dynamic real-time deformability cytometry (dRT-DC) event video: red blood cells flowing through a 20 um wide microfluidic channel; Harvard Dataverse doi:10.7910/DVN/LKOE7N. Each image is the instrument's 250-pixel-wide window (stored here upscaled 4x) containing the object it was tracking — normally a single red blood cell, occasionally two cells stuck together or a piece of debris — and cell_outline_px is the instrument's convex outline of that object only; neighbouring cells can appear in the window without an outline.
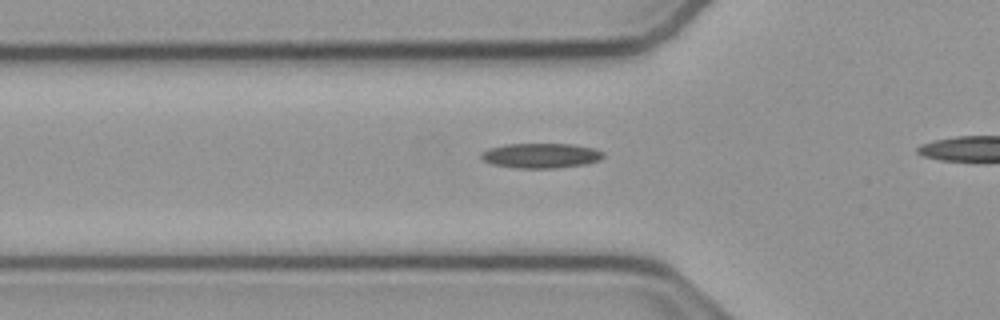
{"species": "common noctule bat (a hibernating species)", "species_latin": "Nyctalus noctula", "temperature_condition": "cold", "stored_images_in_passage": 36, "camera_frame_rate_fps": 3000, "um_per_image_px": 0.085, "animal": {"sex": "male", "body_mass_g": 23.1, "forearm_length_mm": 52.7}, "frame": {"image": 1, "passage_image": 11, "time_ms": 3.333, "image_size_px": [1000, 320], "cell_outline_px": [[604, 156], [600, 160], [588, 164], [556, 168], [512, 168], [492, 164], [484, 160], [480, 156], [480, 152], [488, 148], [508, 144], [572, 144], [592, 148], [604, 152]], "centroid_in_image_um": [45.97, 13.23], "position_along_channel_um": 79.8, "area_um2": 17.86}}
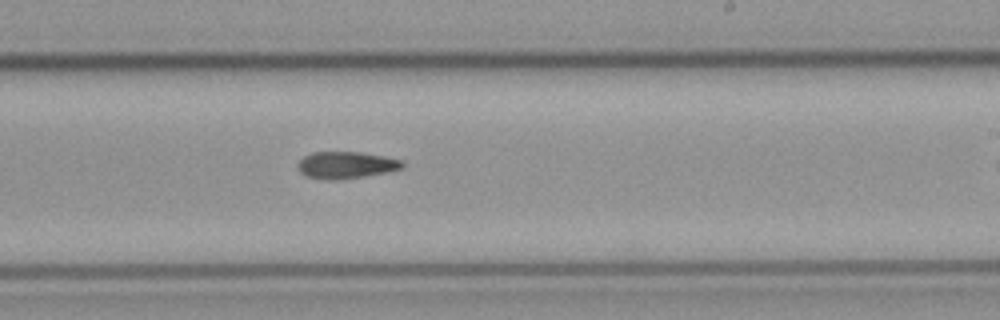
{"frame": {"image": 2, "passage_image": 25, "time_ms": 8.0, "image_size_px": [1000, 320], "cell_outline_px": [[404, 168], [388, 172], [340, 180], [324, 180], [308, 176], [300, 172], [300, 160], [304, 156], [312, 152], [360, 152], [384, 156], [404, 160]], "centroid_in_image_um": [29.48, 14.03], "position_along_channel_um": 259.5, "area_um2": 16.42}}
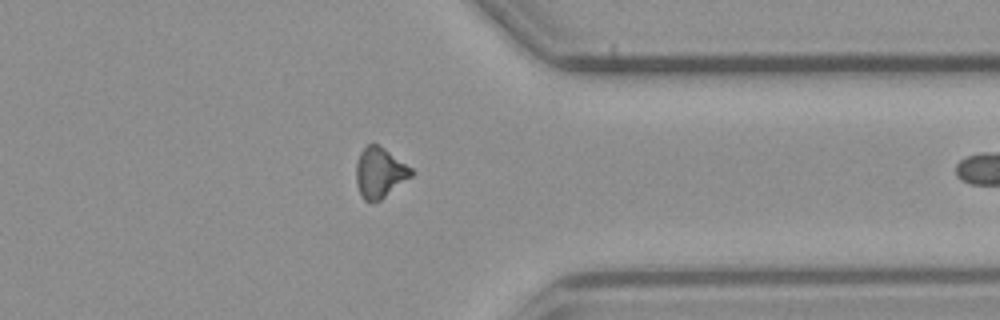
{"frame": {"image": 3, "passage_image": 35, "time_ms": 11.333, "image_size_px": [1000, 320], "cell_outline_px": [[416, 172], [412, 176], [380, 200], [364, 200], [356, 184], [356, 164], [360, 152], [368, 144], [376, 144], [384, 148], [412, 168]], "centroid_in_image_um": [32.29, 14.66], "position_along_channel_um": 379.1, "area_um2": 15.95}}